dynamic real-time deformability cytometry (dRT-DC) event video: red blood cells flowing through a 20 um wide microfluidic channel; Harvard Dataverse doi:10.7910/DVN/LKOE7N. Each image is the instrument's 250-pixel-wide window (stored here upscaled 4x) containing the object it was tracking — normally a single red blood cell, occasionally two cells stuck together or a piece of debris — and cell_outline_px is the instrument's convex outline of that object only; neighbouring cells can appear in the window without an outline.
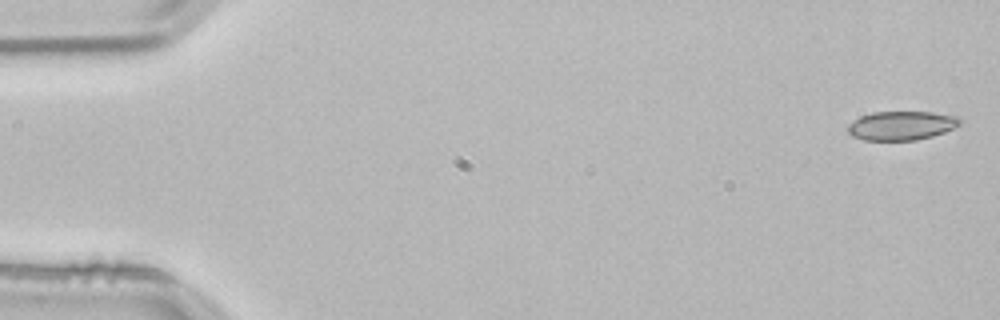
{"species": "common noctule bat (a hibernating species)", "species_latin": "Nyctalus noctula", "temperature_condition": "room temperature", "stored_images_in_passage": 5, "segment_of_instrument_passage": [1, 2], "camera_frame_rate_fps": 3000, "um_per_image_px": 0.085, "animal": {"sex": "male", "body_mass_g": 21.5, "forearm_length_mm": 52.0}, "frame": {"image": 1, "passage_image": 1, "time_ms": 0.0, "image_size_px": [1000, 320], "cell_outline_px": [[964, 120], [960, 124], [944, 132], [932, 136], [916, 140], [864, 140], [852, 136], [848, 132], [848, 124], [860, 116], [872, 112], [932, 112], [960, 116]], "centroid_in_image_um": [76.65, 10.66], "position_along_channel_um": 8.4, "area_um2": 19.02}}